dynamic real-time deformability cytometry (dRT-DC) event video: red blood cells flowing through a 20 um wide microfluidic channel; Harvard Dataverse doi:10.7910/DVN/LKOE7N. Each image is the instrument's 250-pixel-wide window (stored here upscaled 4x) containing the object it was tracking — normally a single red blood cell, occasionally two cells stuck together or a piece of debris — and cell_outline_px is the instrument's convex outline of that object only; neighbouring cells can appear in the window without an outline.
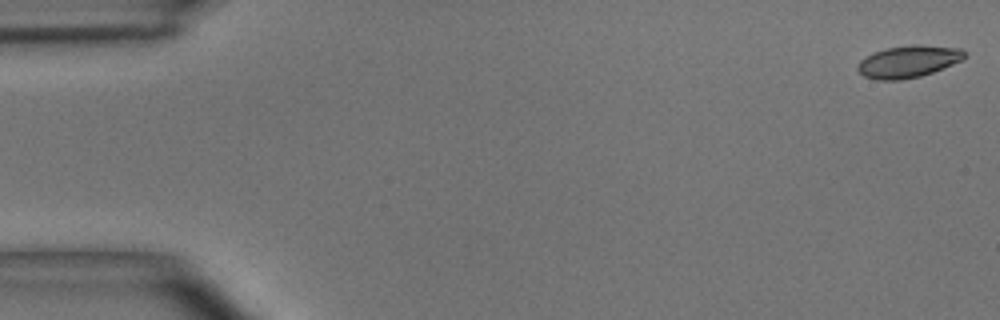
{"species": "common noctule bat (a hibernating species)", "species_latin": "Nyctalus noctula", "temperature_condition": "room temperature", "stored_images_in_passage": 51, "camera_frame_rate_fps": 3000, "um_per_image_px": 0.085, "animal": {"sex": "male", "body_mass_g": 15.6}, "frame": {"image": 1, "passage_image": 1, "time_ms": 0.0, "image_size_px": [1000, 320], "cell_outline_px": [[968, 56], [952, 64], [932, 72], [920, 76], [900, 80], [876, 80], [864, 76], [856, 68], [856, 64], [860, 60], [872, 52], [888, 48], [912, 44], [920, 44], [960, 48], [968, 52]], "centroid_in_image_um": [77.2, 5.22], "position_along_channel_um": 7.8, "area_um2": 20.11}}
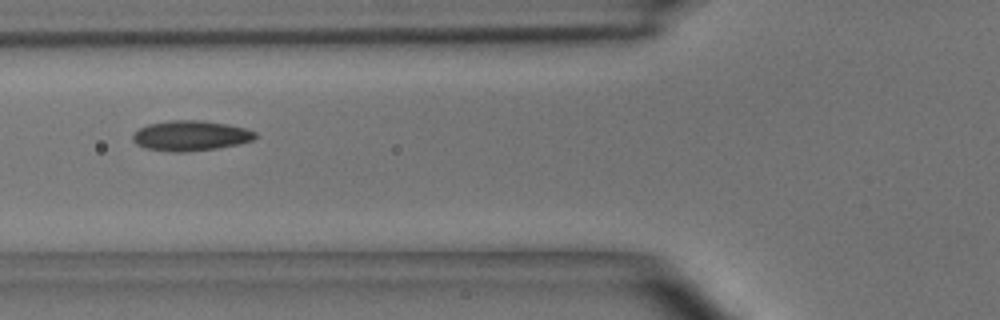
{"frame": {"image": 2, "passage_image": 19, "time_ms": 6.0, "image_size_px": [1000, 320], "cell_outline_px": [[256, 136], [252, 140], [240, 144], [216, 148], [184, 152], [172, 152], [144, 148], [136, 144], [132, 140], [132, 136], [140, 128], [148, 124], [168, 120], [200, 120], [228, 124], [244, 128], [256, 132]], "centroid_in_image_um": [16.18, 11.53], "position_along_channel_um": 109.6, "area_um2": 21.56}}
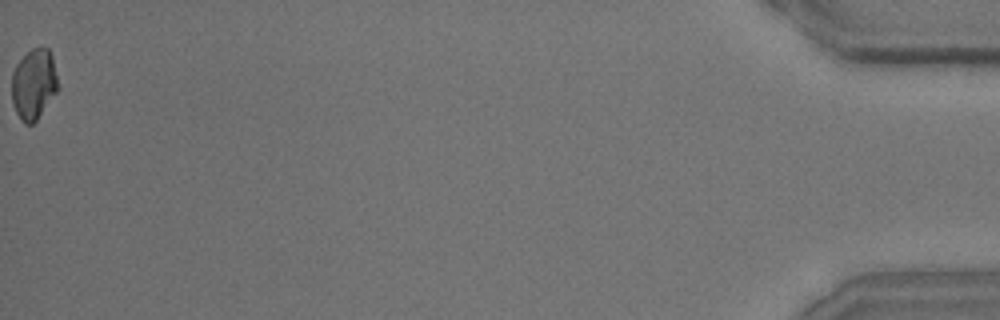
{"frame": {"image": 3, "passage_image": 51, "time_ms": 16.667, "image_size_px": [1000, 320], "cell_outline_px": [[60, 88], [36, 120], [32, 124], [24, 124], [16, 112], [12, 100], [12, 72], [16, 64], [32, 48], [48, 48], [52, 52]], "centroid_in_image_um": [2.9, 7.14], "position_along_channel_um": 432.3, "area_um2": 19.13}, "authors_computed_cell_mechanics": {"area_um2": 20.1144, "velocity_mm_per_s": 3.92, "shape_relaxation_time_tau1_ms": 4.7048, "shape_relaxation_time_tau2_ms": 2.8348, "deformation_change_tau1": 0.1262, "deformation_change_tau2": 0.0659}}